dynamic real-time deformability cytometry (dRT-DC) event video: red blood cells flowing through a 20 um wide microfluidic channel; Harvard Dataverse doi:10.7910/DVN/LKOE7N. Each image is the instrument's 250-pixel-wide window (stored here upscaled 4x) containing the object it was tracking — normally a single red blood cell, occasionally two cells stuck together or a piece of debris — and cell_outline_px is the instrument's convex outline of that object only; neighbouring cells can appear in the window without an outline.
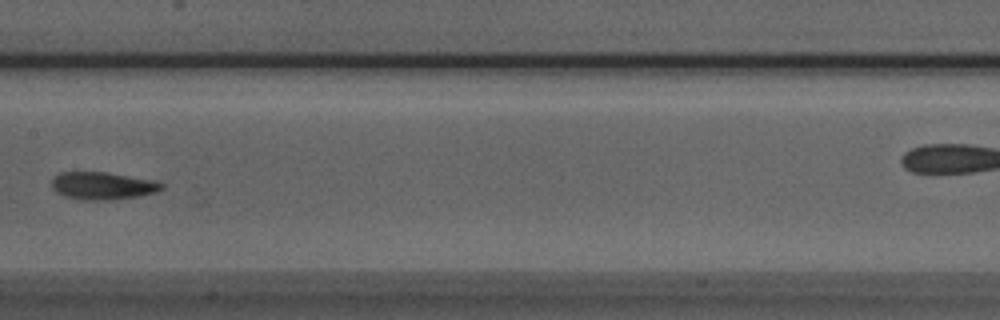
{"species": "Egyptian fruit bat (a non-hibernating species)", "species_latin": "Rousettus aegyptiacus", "temperature_condition": "room temperature", "stored_images_in_passage": 8, "segment_of_instrument_passage": [1, 2], "camera_frame_rate_fps": 3000, "um_per_image_px": 0.085, "animal": {"sex": "male"}, "frame": {"image": 1, "passage_image": 7, "time_ms": 2.0, "image_size_px": [1000, 320], "cell_outline_px": [[164, 188], [156, 192], [140, 196], [108, 200], [76, 200], [64, 196], [56, 192], [52, 188], [52, 176], [60, 172], [108, 172], [152, 180], [164, 184]], "centroid_in_image_um": [8.69, 15.79], "position_along_channel_um": 198.7, "area_um2": 17.86}}